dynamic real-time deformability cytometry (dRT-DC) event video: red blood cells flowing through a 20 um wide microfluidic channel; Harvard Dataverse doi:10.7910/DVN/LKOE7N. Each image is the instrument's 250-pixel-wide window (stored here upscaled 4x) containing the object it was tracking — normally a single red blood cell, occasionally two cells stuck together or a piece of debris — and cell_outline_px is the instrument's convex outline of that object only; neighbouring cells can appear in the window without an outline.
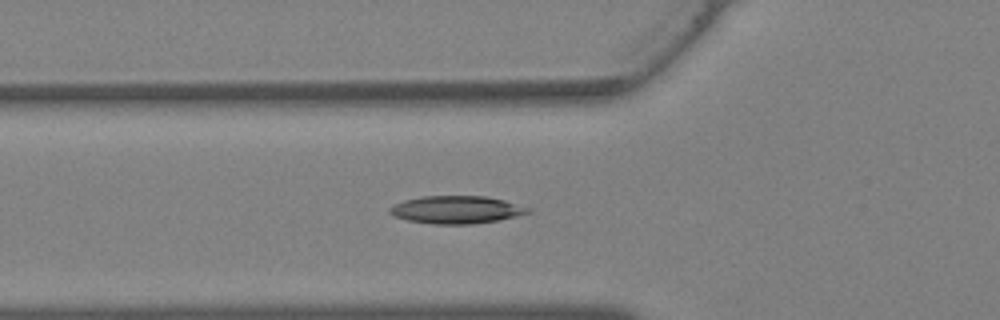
{"species": "Egyptian fruit bat (a non-hibernating species)", "species_latin": "Rousettus aegyptiacus", "temperature_condition": "warm", "stored_images_in_passage": 25, "camera_frame_rate_fps": 3000, "um_per_image_px": 0.085, "animal": {"sex": "female"}, "frame": {"image": 1, "passage_image": 4, "time_ms": 1.0, "image_size_px": [1000, 320], "cell_outline_px": [[532, 212], [500, 220], [472, 224], [432, 224], [408, 220], [396, 216], [388, 212], [388, 208], [392, 204], [404, 200], [420, 196], [484, 196], [504, 200], [528, 208]], "centroid_in_image_um": [38.75, 17.82], "position_along_channel_um": 87.0, "area_um2": 22.31}}
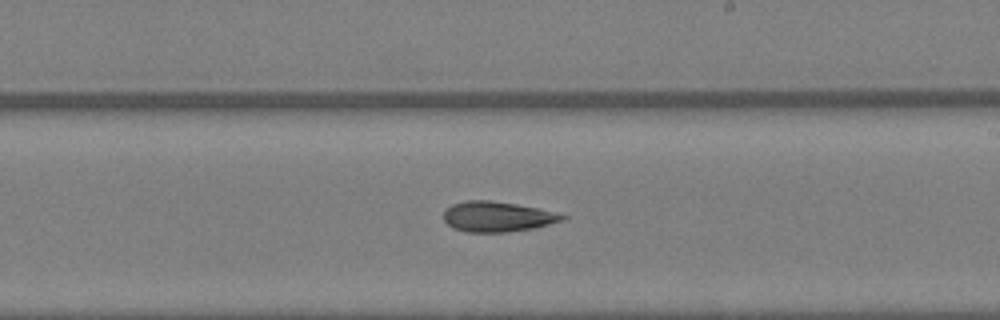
{"frame": {"image": 2, "passage_image": 13, "time_ms": 4.0, "image_size_px": [1000, 320], "cell_outline_px": [[568, 216], [564, 220], [532, 228], [508, 232], [468, 232], [452, 228], [444, 220], [444, 212], [452, 204], [464, 200], [488, 200], [516, 204], [536, 208]], "centroid_in_image_um": [42.23, 18.41], "position_along_channel_um": 246.8, "area_um2": 20.69}}
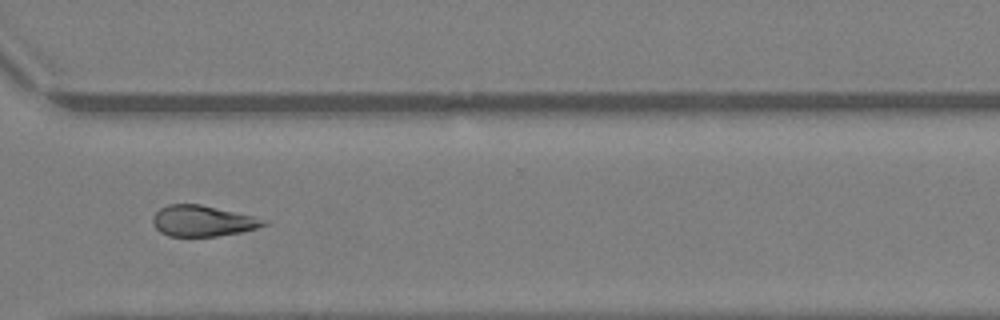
{"frame": {"image": 3, "passage_image": 19, "time_ms": 6.0, "image_size_px": [1000, 320], "cell_outline_px": [[272, 220], [268, 224], [256, 228], [240, 232], [216, 236], [168, 236], [160, 232], [152, 224], [152, 216], [160, 208], [168, 204], [200, 204]], "centroid_in_image_um": [17.24, 18.77], "position_along_channel_um": 353.4, "area_um2": 20.11}}